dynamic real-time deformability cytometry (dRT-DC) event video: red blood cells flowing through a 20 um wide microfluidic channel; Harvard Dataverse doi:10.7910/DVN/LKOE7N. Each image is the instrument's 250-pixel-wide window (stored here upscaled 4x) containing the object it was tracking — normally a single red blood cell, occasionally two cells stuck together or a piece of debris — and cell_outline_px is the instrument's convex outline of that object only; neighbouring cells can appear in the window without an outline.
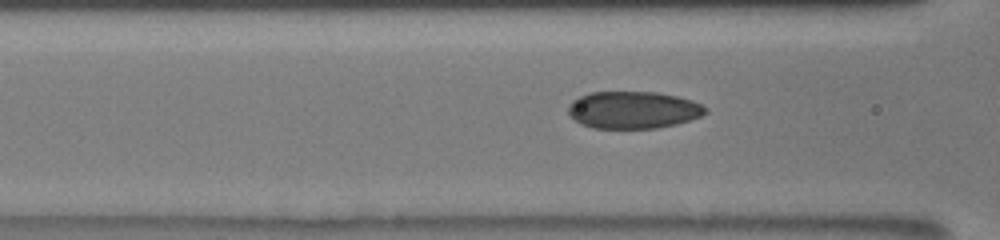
{"species": "human", "species_latin": "Homo sapiens", "temperature_condition": "room temperature", "stored_images_in_passage": 34, "camera_frame_rate_fps": 3000, "um_per_image_px": 0.085, "donor": {"sex": "male"}, "frame": {"image": 1, "passage_image": 9, "time_ms": 2.667, "image_size_px": [1000, 240], "cell_outline_px": [[708, 112], [700, 116], [676, 124], [656, 128], [592, 128], [580, 124], [568, 112], [568, 104], [572, 100], [580, 96], [592, 92], [656, 92], [676, 96], [692, 100], [708, 108]], "centroid_in_image_um": [53.81, 9.34], "position_along_channel_um": 112.8, "area_um2": 29.71}}
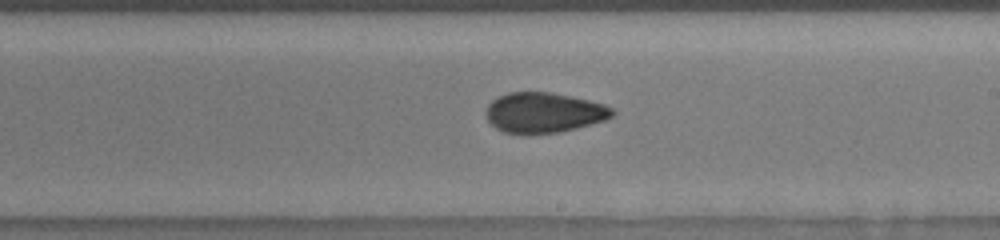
{"frame": {"image": 2, "passage_image": 19, "time_ms": 6.0, "image_size_px": [1000, 240], "cell_outline_px": [[616, 112], [612, 116], [604, 120], [576, 128], [560, 132], [504, 132], [496, 128], [488, 120], [484, 112], [488, 104], [492, 100], [508, 92], [552, 92], [572, 96], [604, 104], [612, 108]], "centroid_in_image_um": [46.23, 9.54], "position_along_channel_um": 242.8, "area_um2": 29.25}}
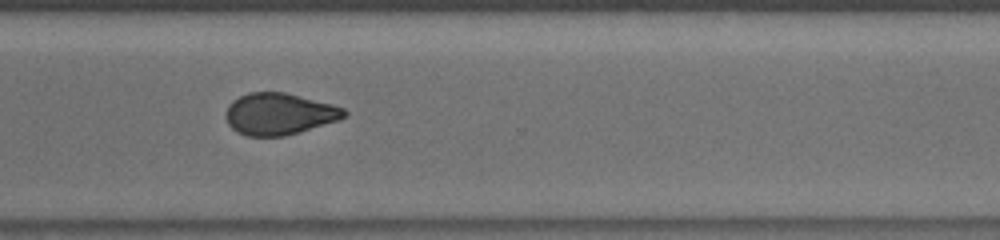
{"frame": {"image": 3, "passage_image": 27, "time_ms": 8.667, "image_size_px": [1000, 240], "cell_outline_px": [[348, 116], [340, 120], [300, 132], [284, 136], [244, 136], [236, 132], [228, 124], [224, 116], [228, 104], [232, 100], [248, 92], [284, 92], [332, 104], [344, 108], [348, 112]], "centroid_in_image_um": [23.72, 9.69], "position_along_channel_um": 346.9, "area_um2": 29.13}}